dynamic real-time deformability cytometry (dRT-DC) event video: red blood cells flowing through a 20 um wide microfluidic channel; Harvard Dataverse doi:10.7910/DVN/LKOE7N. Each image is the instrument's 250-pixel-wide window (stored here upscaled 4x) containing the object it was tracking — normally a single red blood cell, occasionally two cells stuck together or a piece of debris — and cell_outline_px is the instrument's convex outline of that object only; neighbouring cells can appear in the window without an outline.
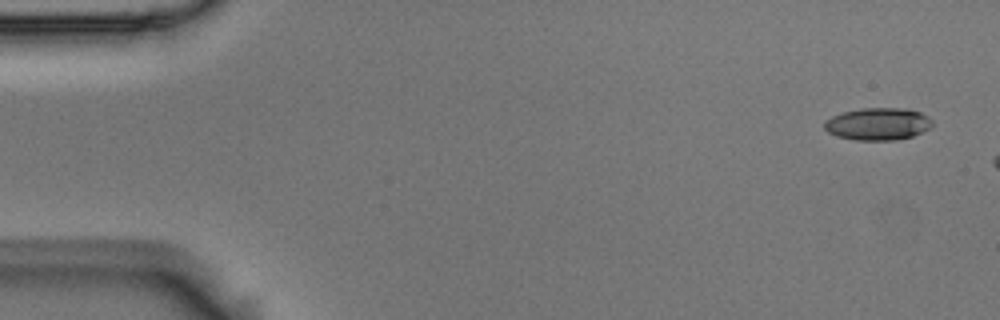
{"species": "Egyptian fruit bat (a non-hibernating species)", "species_latin": "Rousettus aegyptiacus", "temperature_condition": "room temperature", "stored_images_in_passage": 3, "camera_frame_rate_fps": 3000, "um_per_image_px": 0.085, "animal": {"sex": "male"}, "frame": {"image": 1, "passage_image": 1, "time_ms": 0.0, "image_size_px": [1000, 320], "cell_outline_px": [[932, 128], [912, 136], [896, 140], [856, 140], [836, 136], [828, 132], [824, 128], [824, 120], [832, 116], [844, 112], [860, 108], [908, 108], [920, 112], [928, 116], [932, 120]], "centroid_in_image_um": [74.63, 10.53], "position_along_channel_um": 10.4, "area_um2": 20.52}}